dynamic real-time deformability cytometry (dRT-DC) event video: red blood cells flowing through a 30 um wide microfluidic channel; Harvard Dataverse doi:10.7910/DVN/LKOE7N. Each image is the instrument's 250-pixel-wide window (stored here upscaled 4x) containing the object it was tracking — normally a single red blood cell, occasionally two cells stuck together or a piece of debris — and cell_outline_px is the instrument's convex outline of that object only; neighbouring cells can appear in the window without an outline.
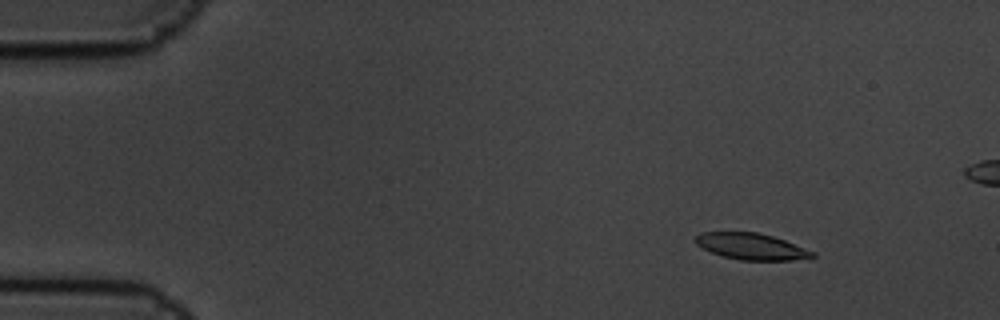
{"species": "common noctule bat (a hibernating species)", "species_latin": "Nyctalus noctula", "temperature_condition": "cold", "stored_images_in_passage": 7, "camera_frame_rate_fps": 3000, "um_per_image_px": 0.085, "animal": {"sex": "male", "body_mass_g": 19.5, "forearm_length_mm": 54.6}, "frame": {"image": 1, "passage_image": 3, "time_ms": 0.667, "image_size_px": [1000, 320], "cell_outline_px": [[816, 256], [792, 260], [740, 260], [724, 256], [712, 252], [696, 244], [692, 240], [700, 232], [756, 232], [772, 236], [784, 240], [816, 252]], "centroid_in_image_um": [63.85, 20.94], "position_along_channel_um": 21.2, "area_um2": 17.86}}
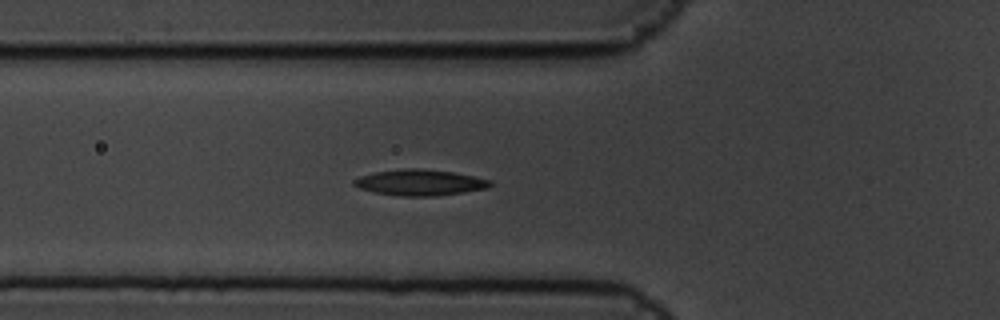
{"frame": {"image": 2, "passage_image": 7, "time_ms": 2.0, "image_size_px": [1000, 320], "cell_outline_px": [[492, 184], [488, 188], [436, 196], [400, 196], [372, 192], [360, 188], [352, 184], [352, 180], [360, 176], [376, 172], [408, 168], [424, 168], [452, 172], [492, 180]], "centroid_in_image_um": [35.67, 15.51], "position_along_channel_um": 90.1, "area_um2": 20.58}}